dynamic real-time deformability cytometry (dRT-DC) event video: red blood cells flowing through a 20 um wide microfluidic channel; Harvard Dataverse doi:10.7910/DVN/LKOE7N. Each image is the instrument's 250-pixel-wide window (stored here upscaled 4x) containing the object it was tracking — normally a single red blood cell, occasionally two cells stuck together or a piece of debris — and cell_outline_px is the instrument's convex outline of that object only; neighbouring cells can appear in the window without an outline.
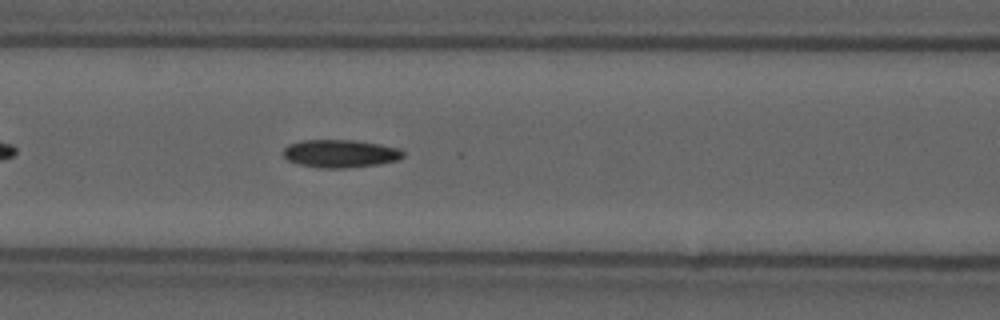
{"species": "common noctule bat (a hibernating species)", "species_latin": "Nyctalus noctula", "temperature_condition": "cold", "stored_images_in_passage": 40, "camera_frame_rate_fps": 3000, "um_per_image_px": 0.085, "animal": {"sex": "male", "forearm_length_mm": 52.5}, "frame": {"image": 1, "passage_image": 8, "time_ms": 2.333, "image_size_px": [1000, 320], "cell_outline_px": [[404, 156], [400, 160], [380, 164], [344, 168], [320, 168], [300, 164], [288, 160], [284, 156], [284, 148], [288, 144], [300, 140], [352, 140], [380, 144], [400, 148], [404, 152]], "centroid_in_image_um": [28.96, 13.05], "position_along_channel_um": 137.6, "area_um2": 19.59}}